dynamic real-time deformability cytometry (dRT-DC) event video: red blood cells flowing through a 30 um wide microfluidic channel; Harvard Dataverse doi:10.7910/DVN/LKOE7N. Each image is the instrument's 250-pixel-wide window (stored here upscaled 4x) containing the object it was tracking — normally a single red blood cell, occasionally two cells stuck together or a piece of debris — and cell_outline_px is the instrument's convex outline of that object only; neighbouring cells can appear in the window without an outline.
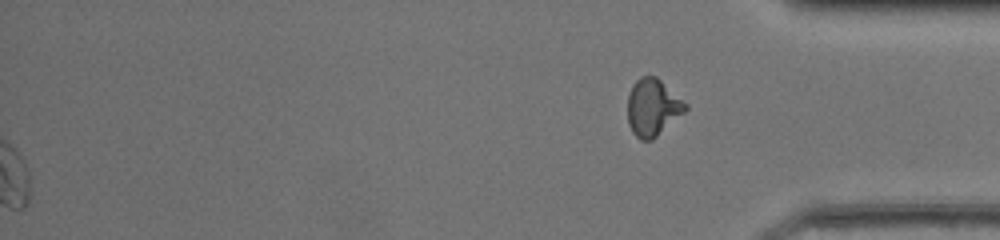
{"species": "common noctule bat (a hibernating species)", "species_latin": "Nyctalus noctula", "temperature_condition": "room temperature", "stored_images_in_passage": 43, "segment_of_instrument_passage": [2, 2], "camera_frame_rate_fps": 3000, "um_per_image_px": 0.085, "animal": {"sex": "female", "body_mass_g": 20.0, "forearm_length_mm": 54.0}, "frame": {"image": 1, "passage_image": 43, "time_ms": 14.0, "image_size_px": [1000, 240], "cell_outline_px": [[688, 108], [684, 112], [652, 140], [640, 140], [632, 132], [628, 124], [628, 96], [632, 84], [640, 76], [656, 76], [688, 104]], "centroid_in_image_um": [55.47, 9.12], "position_along_channel_um": 379.7, "area_um2": 19.19}}